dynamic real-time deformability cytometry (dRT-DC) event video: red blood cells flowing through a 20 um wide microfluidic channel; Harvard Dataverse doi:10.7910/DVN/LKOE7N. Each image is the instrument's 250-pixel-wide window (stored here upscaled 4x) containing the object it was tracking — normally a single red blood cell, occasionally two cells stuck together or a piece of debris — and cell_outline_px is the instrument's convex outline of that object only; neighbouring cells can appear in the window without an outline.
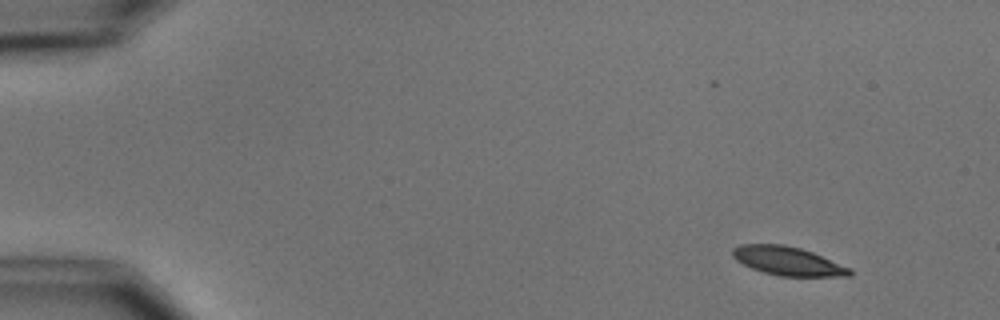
{"species": "common noctule bat (a hibernating species)", "species_latin": "Nyctalus noctula", "temperature_condition": "cold", "stored_images_in_passage": 4, "camera_frame_rate_fps": 3000, "um_per_image_px": 0.085, "animal": {"sex": "male", "body_mass_g": 15.6}, "frame": {"image": 1, "passage_image": 1, "time_ms": 0.0, "image_size_px": [1000, 320], "cell_outline_px": [[852, 276], [780, 276], [764, 272], [752, 268], [736, 260], [732, 256], [732, 248], [740, 244], [784, 244], [800, 248], [812, 252], [852, 268]], "centroid_in_image_um": [66.97, 22.18], "position_along_channel_um": 18.0, "area_um2": 19.59}}
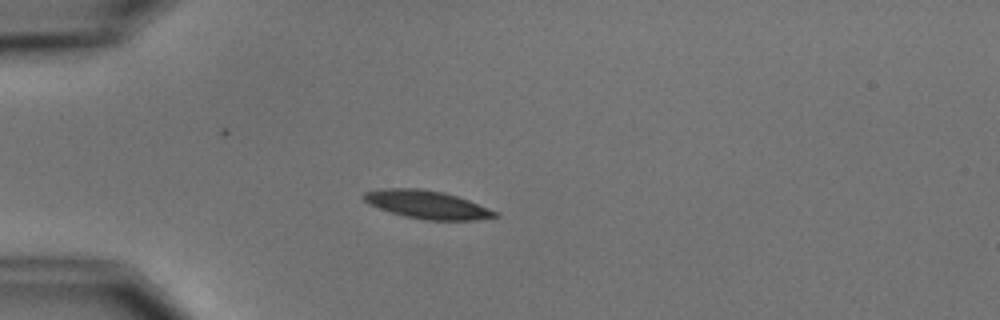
{"frame": {"image": 2, "passage_image": 4, "time_ms": 3.333, "image_size_px": [1000, 320], "cell_outline_px": [[500, 216], [476, 220], [424, 220], [404, 216], [368, 204], [360, 196], [364, 192], [384, 188], [420, 188], [444, 192], [468, 200], [500, 212]], "centroid_in_image_um": [36.32, 17.39], "position_along_channel_um": 48.7, "area_um2": 21.62}}